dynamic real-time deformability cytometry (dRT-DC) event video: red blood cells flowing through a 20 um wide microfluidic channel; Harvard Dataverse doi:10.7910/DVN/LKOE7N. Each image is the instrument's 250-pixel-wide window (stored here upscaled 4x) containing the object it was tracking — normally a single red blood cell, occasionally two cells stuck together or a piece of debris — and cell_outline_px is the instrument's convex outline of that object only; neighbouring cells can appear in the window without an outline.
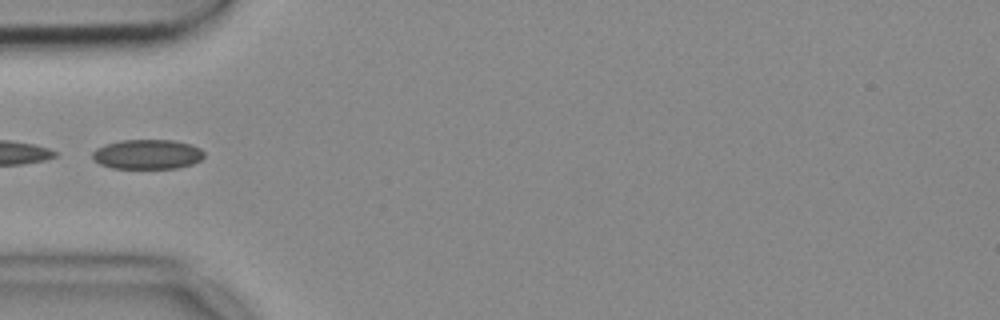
{"species": "common noctule bat (a hibernating species)", "species_latin": "Nyctalus noctula", "temperature_condition": "cold", "stored_images_in_passage": 6, "camera_frame_rate_fps": 3000, "um_per_image_px": 0.085, "animal": {"sex": "female", "body_mass_g": 18.4}, "frame": {"image": 1, "passage_image": 1, "time_ms": 0.0, "image_size_px": [1000, 320], "cell_outline_px": [[204, 156], [200, 160], [192, 164], [176, 168], [112, 168], [100, 164], [92, 160], [92, 152], [96, 148], [104, 144], [120, 140], [172, 140], [188, 144], [200, 148], [204, 152]], "centroid_in_image_um": [12.48, 13.11], "position_along_channel_um": 72.5, "area_um2": 19.36}}